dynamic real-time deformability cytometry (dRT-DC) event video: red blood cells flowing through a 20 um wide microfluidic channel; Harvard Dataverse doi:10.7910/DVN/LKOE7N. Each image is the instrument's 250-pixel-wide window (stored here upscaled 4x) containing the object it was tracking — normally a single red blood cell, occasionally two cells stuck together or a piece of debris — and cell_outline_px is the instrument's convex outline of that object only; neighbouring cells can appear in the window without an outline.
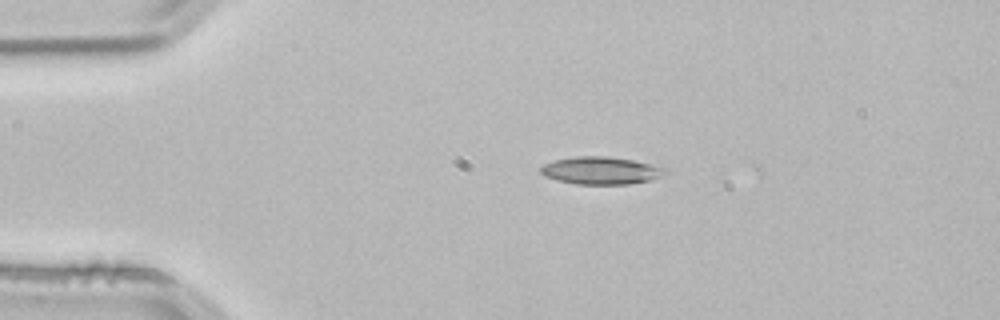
{"species": "common noctule bat (a hibernating species)", "species_latin": "Nyctalus noctula", "temperature_condition": "room temperature", "stored_images_in_passage": 16, "camera_frame_rate_fps": 3000, "um_per_image_px": 0.085, "animal": {"sex": "male", "body_mass_g": 21.5, "forearm_length_mm": 52.0}, "frame": {"image": 1, "passage_image": 8, "time_ms": 2.333, "image_size_px": [1000, 320], "cell_outline_px": [[664, 176], [652, 180], [628, 184], [576, 184], [556, 180], [544, 176], [540, 172], [540, 168], [544, 164], [552, 160], [576, 156], [604, 156], [632, 160], [652, 164], [664, 168]], "centroid_in_image_um": [51.04, 14.5], "position_along_channel_um": 34.0, "area_um2": 20.0}}